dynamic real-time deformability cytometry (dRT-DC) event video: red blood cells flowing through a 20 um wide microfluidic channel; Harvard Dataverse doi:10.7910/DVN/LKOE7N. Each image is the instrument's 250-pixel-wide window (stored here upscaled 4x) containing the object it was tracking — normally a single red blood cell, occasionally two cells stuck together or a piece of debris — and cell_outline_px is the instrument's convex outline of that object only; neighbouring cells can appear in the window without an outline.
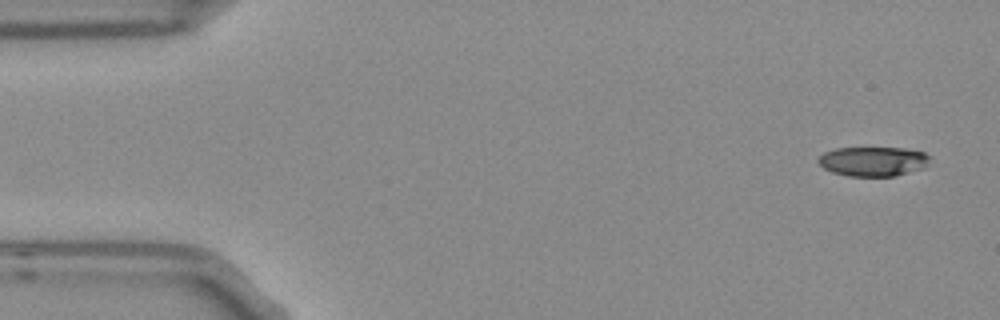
{"species": "Egyptian fruit bat (a non-hibernating species)", "species_latin": "Rousettus aegyptiacus", "temperature_condition": "room temperature", "stored_images_in_passage": 4, "camera_frame_rate_fps": 3000, "um_per_image_px": 0.085, "frame": {"image": 1, "passage_image": 1, "time_ms": 0.0, "image_size_px": [1000, 320], "cell_outline_px": [[928, 160], [924, 168], [892, 176], [848, 176], [832, 172], [824, 168], [816, 160], [824, 152], [836, 148], [904, 148], [924, 152], [928, 156]], "centroid_in_image_um": [74.17, 13.71], "position_along_channel_um": 10.8, "area_um2": 19.02}}
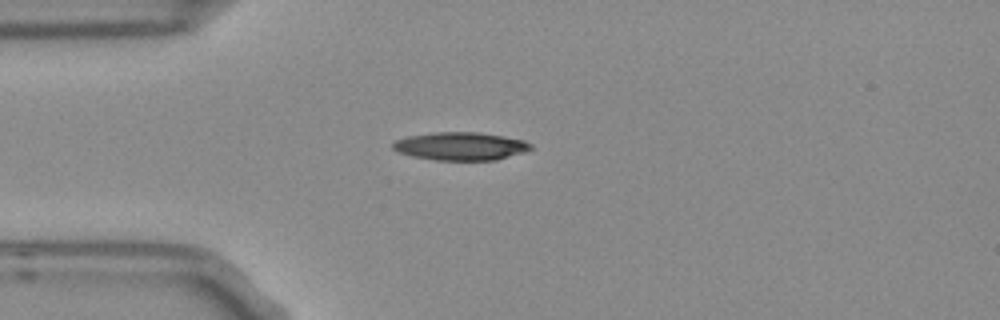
{"frame": {"image": 2, "passage_image": 4, "time_ms": 1.0, "image_size_px": [1000, 320], "cell_outline_px": [[532, 148], [524, 152], [496, 160], [436, 160], [416, 156], [400, 152], [392, 148], [392, 144], [396, 140], [408, 136], [436, 132], [476, 132], [504, 136], [524, 140], [532, 144]], "centroid_in_image_um": [39.19, 12.42], "position_along_channel_um": 45.8, "area_um2": 22.31}}